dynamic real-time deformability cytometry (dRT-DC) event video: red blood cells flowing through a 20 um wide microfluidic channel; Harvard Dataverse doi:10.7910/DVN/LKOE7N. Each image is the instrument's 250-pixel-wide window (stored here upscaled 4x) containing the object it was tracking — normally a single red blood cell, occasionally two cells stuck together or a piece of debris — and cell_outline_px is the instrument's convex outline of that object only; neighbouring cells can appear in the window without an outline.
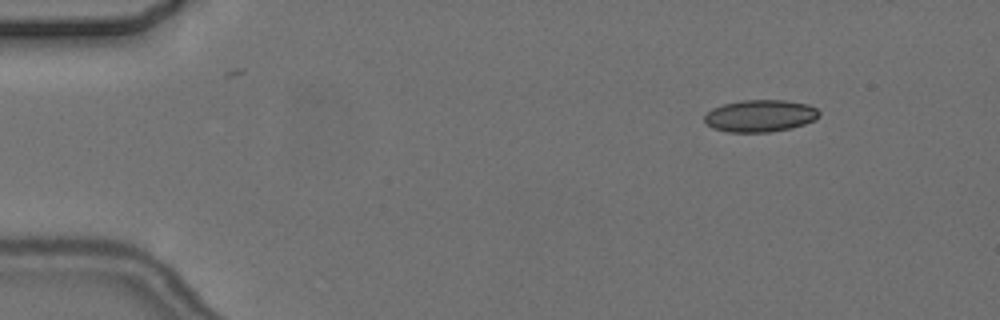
{"species": "common noctule bat (a hibernating species)", "species_latin": "Nyctalus noctula", "temperature_condition": "cold", "stored_images_in_passage": 5, "camera_frame_rate_fps": 3000, "um_per_image_px": 0.085, "animal": {"sex": "female", "body_mass_g": 24.6, "forearm_length_mm": 56.2}, "frame": {"image": 1, "passage_image": 2, "time_ms": 2.0, "image_size_px": [1000, 320], "cell_outline_px": [[820, 116], [816, 120], [792, 128], [772, 132], [728, 132], [712, 128], [704, 120], [704, 116], [712, 108], [724, 104], [740, 100], [784, 100], [808, 104], [816, 108], [820, 112]], "centroid_in_image_um": [64.64, 9.85], "position_along_channel_um": 20.4, "area_um2": 21.62}}
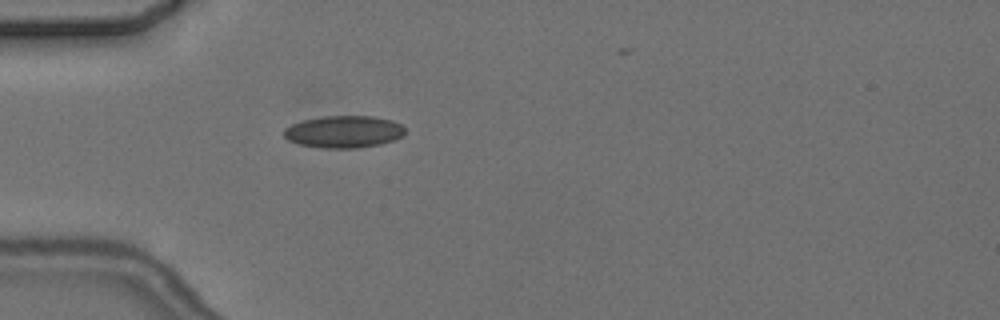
{"frame": {"image": 2, "passage_image": 5, "time_ms": 5.333, "image_size_px": [1000, 320], "cell_outline_px": [[404, 136], [380, 144], [356, 148], [324, 148], [300, 144], [288, 140], [284, 136], [284, 128], [292, 124], [304, 120], [324, 116], [372, 116], [392, 120], [400, 124], [404, 128]], "centroid_in_image_um": [29.23, 11.19], "position_along_channel_um": 55.8, "area_um2": 22.54}}